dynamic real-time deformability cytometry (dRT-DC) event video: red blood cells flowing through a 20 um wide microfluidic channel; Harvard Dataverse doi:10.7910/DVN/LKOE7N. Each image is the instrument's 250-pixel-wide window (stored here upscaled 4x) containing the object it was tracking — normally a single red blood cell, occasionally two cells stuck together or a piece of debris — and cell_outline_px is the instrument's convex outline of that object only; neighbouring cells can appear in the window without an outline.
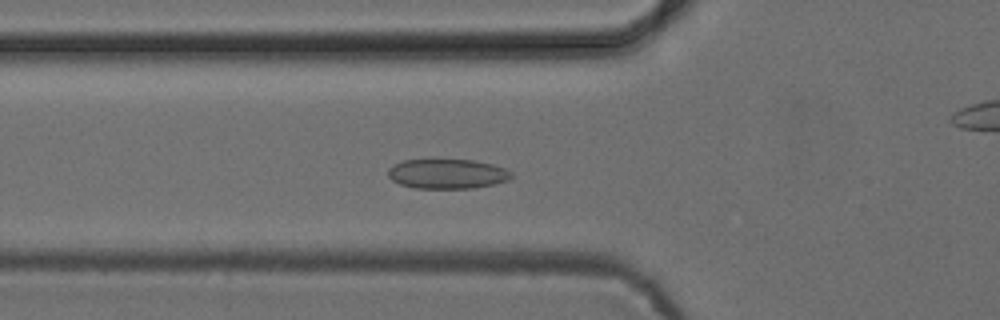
{"species": "common noctule bat (a hibernating species)", "species_latin": "Nyctalus noctula", "temperature_condition": "cold", "stored_images_in_passage": 37, "camera_frame_rate_fps": 3000, "um_per_image_px": 0.085, "animal": {"sex": "female", "body_mass_g": 24.6, "forearm_length_mm": 56.2}, "frame": {"image": 1, "passage_image": 2, "time_ms": 0.333, "image_size_px": [1000, 320], "cell_outline_px": [[512, 176], [508, 180], [492, 184], [472, 188], [416, 188], [400, 184], [392, 180], [388, 176], [388, 168], [404, 160], [432, 156], [472, 160], [492, 164], [504, 168], [512, 172]], "centroid_in_image_um": [37.97, 14.72], "position_along_channel_um": 87.8, "area_um2": 22.08}}
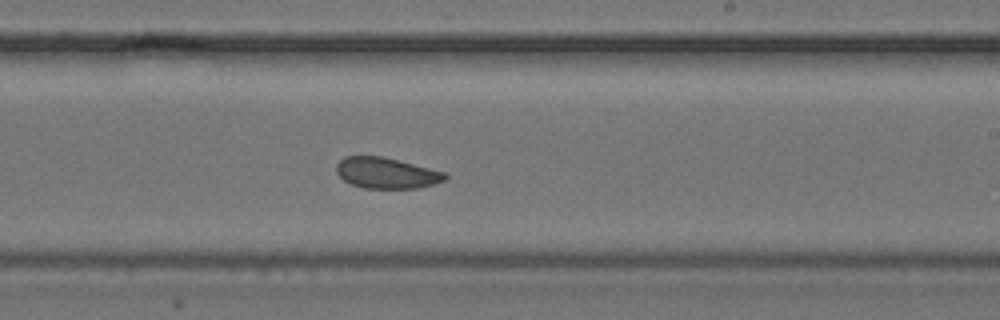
{"frame": {"image": 2, "passage_image": 15, "time_ms": 4.667, "image_size_px": [1000, 320], "cell_outline_px": [[448, 176], [444, 180], [420, 188], [364, 188], [352, 184], [344, 180], [336, 172], [336, 164], [344, 156], [384, 156], [444, 172]], "centroid_in_image_um": [32.82, 14.7], "position_along_channel_um": 256.2, "area_um2": 19.48}}
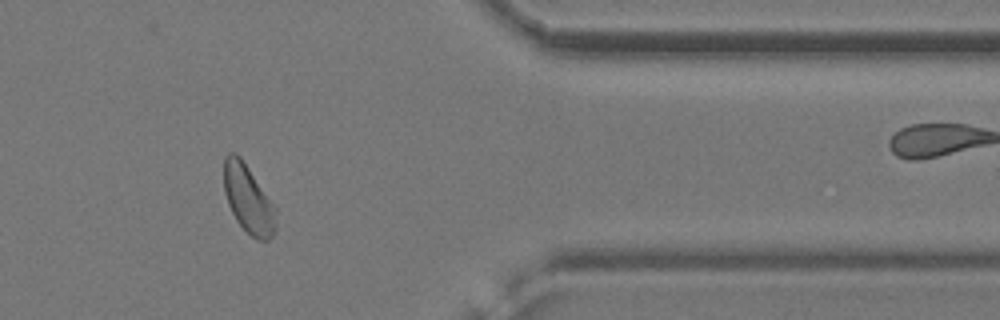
{"frame": {"image": 3, "passage_image": 27, "time_ms": 8.667, "image_size_px": [1000, 320], "cell_outline_px": [[276, 232], [268, 240], [260, 240], [252, 236], [236, 220], [228, 204], [224, 192], [224, 156], [228, 152], [236, 152], [240, 156], [276, 208]], "centroid_in_image_um": [21.1, 16.91], "position_along_channel_um": 390.3, "area_um2": 20.58}}